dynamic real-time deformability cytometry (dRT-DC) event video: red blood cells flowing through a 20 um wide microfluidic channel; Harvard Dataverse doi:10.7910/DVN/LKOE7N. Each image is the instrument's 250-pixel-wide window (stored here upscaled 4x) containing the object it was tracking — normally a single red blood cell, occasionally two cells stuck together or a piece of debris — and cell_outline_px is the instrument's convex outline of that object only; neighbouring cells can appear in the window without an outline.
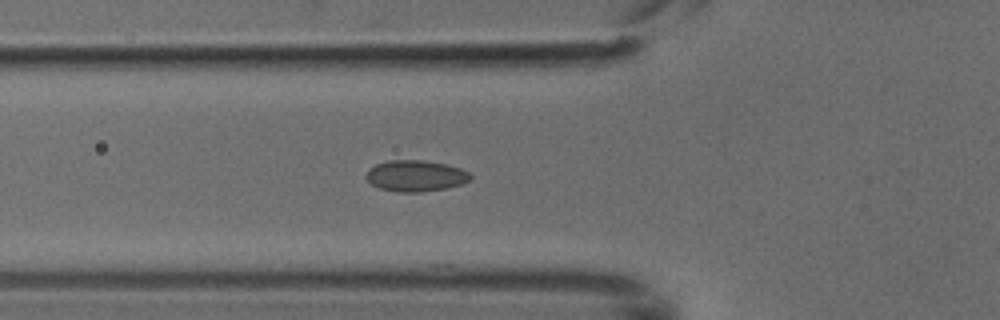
{"species": "common noctule bat (a hibernating species)", "species_latin": "Nyctalus noctula", "temperature_condition": "cold", "stored_images_in_passage": 5, "camera_frame_rate_fps": 3000, "um_per_image_px": 0.085, "animal": {"sex": "male", "body_mass_g": 18.8}, "frame": {"image": 1, "passage_image": 5, "time_ms": 1.333, "image_size_px": [1000, 320], "cell_outline_px": [[472, 176], [464, 184], [448, 188], [420, 192], [396, 192], [380, 188], [372, 184], [364, 176], [368, 168], [376, 164], [388, 160], [424, 160], [448, 164], [460, 168], [468, 172]], "centroid_in_image_um": [35.32, 14.94], "position_along_channel_um": 90.5, "area_um2": 19.19}}